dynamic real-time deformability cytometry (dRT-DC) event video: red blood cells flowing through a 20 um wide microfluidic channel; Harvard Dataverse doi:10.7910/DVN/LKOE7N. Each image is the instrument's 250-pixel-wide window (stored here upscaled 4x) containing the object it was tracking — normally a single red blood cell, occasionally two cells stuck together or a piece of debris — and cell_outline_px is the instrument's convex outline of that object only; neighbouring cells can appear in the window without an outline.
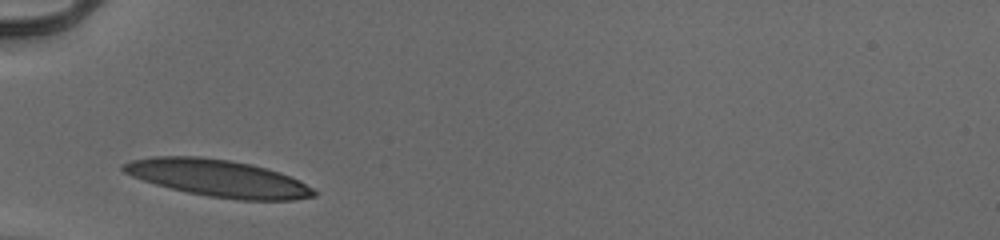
{"species": "human", "species_latin": "Homo sapiens", "temperature_condition": "cold", "stored_images_in_passage": 13, "camera_frame_rate_fps": 3000, "um_per_image_px": 0.085, "donor": {"sex": "male"}, "frame": {"image": 1, "passage_image": 1, "time_ms": 0.0, "image_size_px": [1000, 240], "cell_outline_px": [[316, 196], [292, 200], [236, 200], [208, 196], [188, 192], [156, 184], [132, 176], [124, 172], [120, 168], [124, 164], [132, 160], [152, 156], [200, 156], [228, 160], [248, 164], [280, 172], [312, 188], [316, 192]], "centroid_in_image_um": [18.51, 15.15], "position_along_channel_um": 66.5, "area_um2": 40.58}}
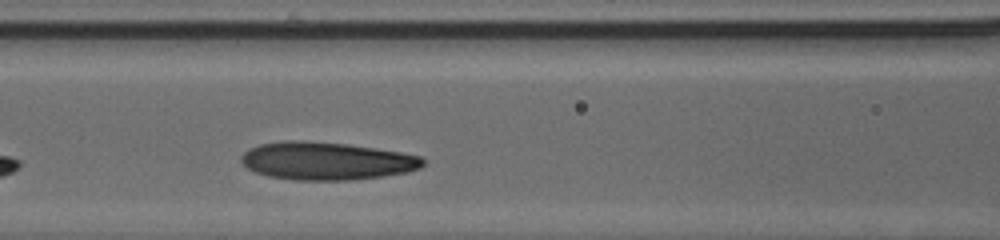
{"frame": {"image": 2, "passage_image": 7, "time_ms": 2.0, "image_size_px": [1000, 240], "cell_outline_px": [[424, 164], [420, 168], [404, 172], [384, 176], [348, 180], [296, 180], [268, 176], [256, 172], [248, 168], [240, 160], [240, 156], [248, 148], [260, 144], [284, 140], [304, 140], [348, 144], [376, 148], [400, 152], [420, 156], [424, 160]], "centroid_in_image_um": [27.72, 13.67], "position_along_channel_um": 138.9, "area_um2": 40.11}}
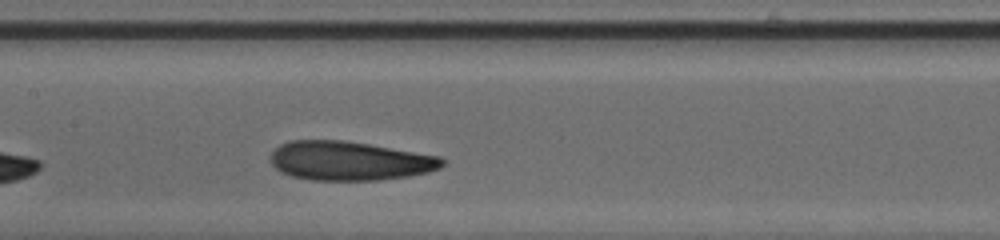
{"frame": {"image": 3, "passage_image": 10, "time_ms": 3.0, "image_size_px": [1000, 240], "cell_outline_px": [[444, 164], [440, 168], [428, 172], [408, 176], [380, 180], [312, 180], [292, 176], [280, 172], [272, 164], [272, 152], [280, 144], [292, 140], [344, 140], [440, 156], [444, 160]], "centroid_in_image_um": [29.72, 13.67], "position_along_channel_um": 177.7, "area_um2": 38.96}}